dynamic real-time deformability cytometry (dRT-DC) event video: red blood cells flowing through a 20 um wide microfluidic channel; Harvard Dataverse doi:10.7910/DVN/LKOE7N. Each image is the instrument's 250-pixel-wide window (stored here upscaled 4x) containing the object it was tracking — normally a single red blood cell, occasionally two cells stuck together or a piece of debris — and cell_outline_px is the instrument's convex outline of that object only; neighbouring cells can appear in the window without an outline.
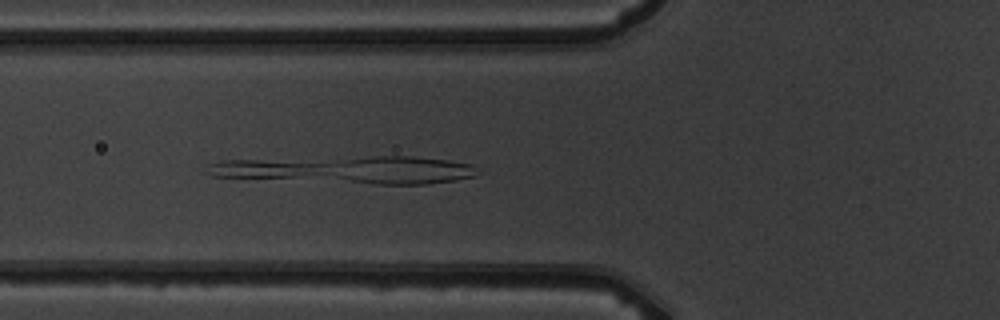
{"species": "common noctule bat (a hibernating species)", "species_latin": "Nyctalus noctula", "temperature_condition": "warm", "stored_images_in_passage": 6, "camera_frame_rate_fps": 3000, "um_per_image_px": 0.085, "animal": {"sex": "male", "body_mass_g": 19.5, "forearm_length_mm": 54.6}, "frame": {"image": 1, "passage_image": 6, "time_ms": 5.667, "image_size_px": [1000, 320], "cell_outline_px": [[480, 172], [476, 176], [456, 180], [428, 184], [376, 184], [212, 176], [204, 172], [204, 164], [220, 160], [376, 156], [412, 156], [448, 160], [472, 164]], "centroid_in_image_um": [29.51, 14.42], "position_along_channel_um": 96.3, "area_um2": 43.75}}